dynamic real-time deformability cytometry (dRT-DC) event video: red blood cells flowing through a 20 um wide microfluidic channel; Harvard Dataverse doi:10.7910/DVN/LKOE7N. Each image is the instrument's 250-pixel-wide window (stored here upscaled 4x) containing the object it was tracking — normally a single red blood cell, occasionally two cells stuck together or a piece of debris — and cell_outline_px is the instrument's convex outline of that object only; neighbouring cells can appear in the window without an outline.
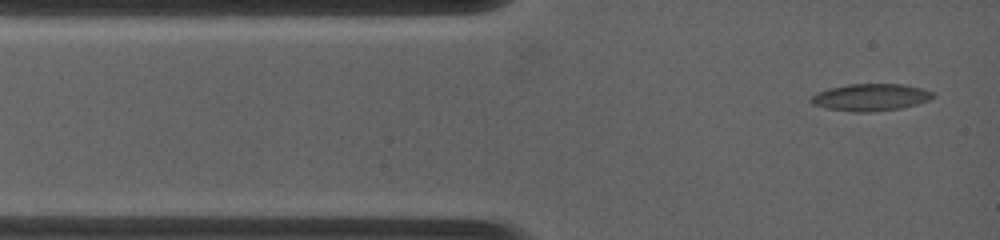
{"species": "common noctule bat (a hibernating species)", "species_latin": "Nyctalus noctula", "temperature_condition": "warm", "stored_images_in_passage": 16, "camera_frame_rate_fps": 4500, "um_per_image_px": 0.085, "animal": {"sex": "female", "body_mass_g": 19.0, "forearm_length_mm": 53.3}, "frame": {"image": 1, "passage_image": 1, "time_ms": 0.0, "image_size_px": [1000, 240], "cell_outline_px": [[936, 96], [928, 100], [916, 104], [900, 108], [868, 112], [852, 112], [828, 108], [812, 104], [808, 100], [816, 92], [828, 88], [848, 84], [904, 84], [920, 88], [932, 92]], "centroid_in_image_um": [73.96, 8.26], "position_along_channel_um": 11.0, "area_um2": 19.19}}
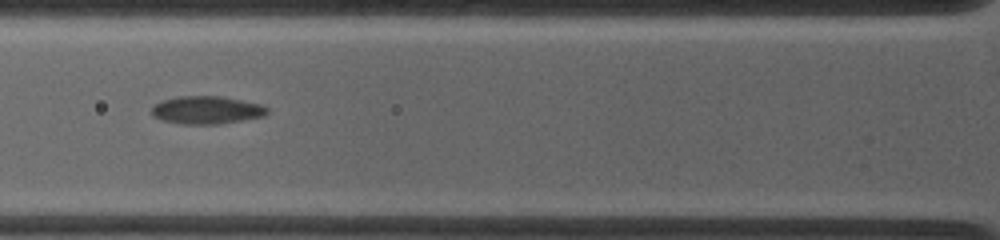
{"frame": {"image": 2, "passage_image": 11, "time_ms": 3.556, "image_size_px": [1000, 240], "cell_outline_px": [[268, 112], [264, 116], [220, 124], [180, 124], [160, 120], [152, 116], [152, 108], [156, 104], [164, 100], [176, 96], [220, 96], [260, 104], [268, 108]], "centroid_in_image_um": [17.54, 9.36], "position_along_channel_um": 108.3, "area_um2": 18.73}}
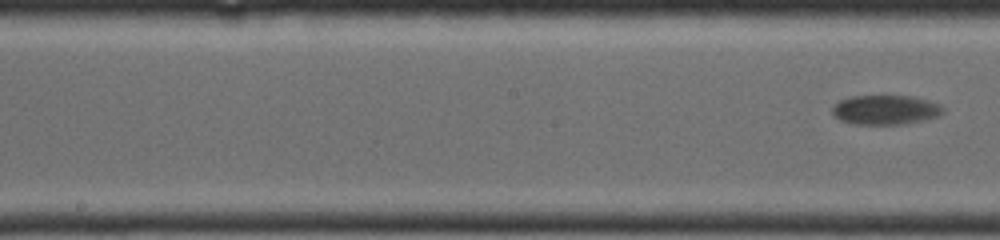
{"frame": {"image": 3, "passage_image": 16, "time_ms": 5.333, "image_size_px": [1000, 240], "cell_outline_px": [[944, 108], [936, 116], [924, 120], [904, 124], [852, 124], [840, 120], [832, 112], [832, 104], [840, 100], [852, 96], [912, 96], [940, 104]], "centroid_in_image_um": [75.21, 9.33], "position_along_channel_um": 173.0, "area_um2": 18.9}}